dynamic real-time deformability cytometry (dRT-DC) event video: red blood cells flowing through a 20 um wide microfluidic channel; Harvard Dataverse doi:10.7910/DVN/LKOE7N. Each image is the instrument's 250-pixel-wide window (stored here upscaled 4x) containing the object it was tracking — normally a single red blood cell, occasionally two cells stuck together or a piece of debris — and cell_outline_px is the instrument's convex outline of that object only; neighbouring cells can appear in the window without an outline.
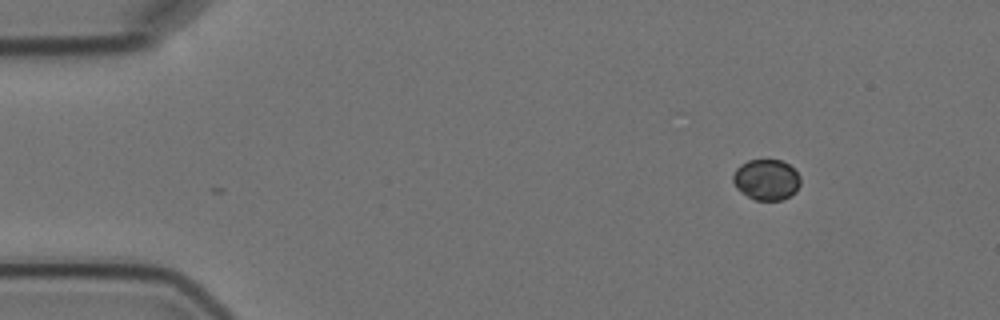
{"species": "Egyptian fruit bat (a non-hibernating species)", "species_latin": "Rousettus aegyptiacus", "temperature_condition": "cold", "stored_images_in_passage": 4, "camera_frame_rate_fps": 3000, "um_per_image_px": 0.085, "animal": {"sex": "female"}, "frame": {"image": 1, "passage_image": 1, "time_ms": 0.0, "image_size_px": [1000, 320], "cell_outline_px": [[800, 184], [796, 192], [780, 200], [756, 200], [740, 192], [736, 188], [732, 180], [732, 176], [736, 168], [740, 164], [748, 160], [780, 160], [788, 164], [800, 176]], "centroid_in_image_um": [65.12, 15.27], "position_along_channel_um": 19.9, "area_um2": 16.01}}
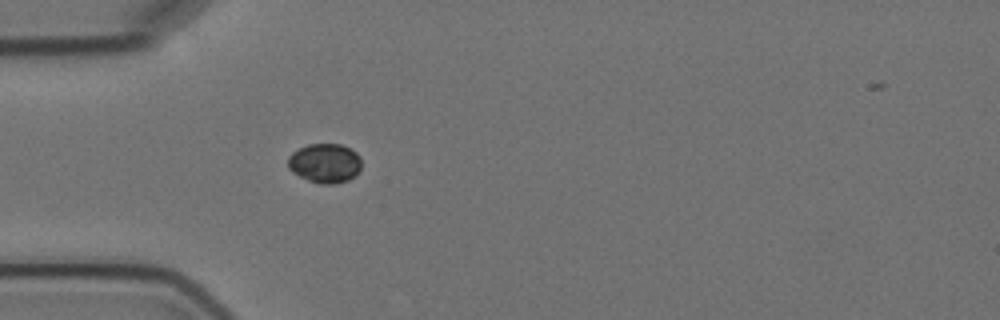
{"frame": {"image": 2, "passage_image": 4, "time_ms": 3.333, "image_size_px": [1000, 320], "cell_outline_px": [[360, 168], [348, 180], [332, 184], [320, 184], [308, 180], [292, 172], [288, 168], [288, 156], [292, 152], [308, 144], [340, 144], [356, 152], [360, 156]], "centroid_in_image_um": [27.58, 13.86], "position_along_channel_um": 57.4, "area_um2": 16.7}}